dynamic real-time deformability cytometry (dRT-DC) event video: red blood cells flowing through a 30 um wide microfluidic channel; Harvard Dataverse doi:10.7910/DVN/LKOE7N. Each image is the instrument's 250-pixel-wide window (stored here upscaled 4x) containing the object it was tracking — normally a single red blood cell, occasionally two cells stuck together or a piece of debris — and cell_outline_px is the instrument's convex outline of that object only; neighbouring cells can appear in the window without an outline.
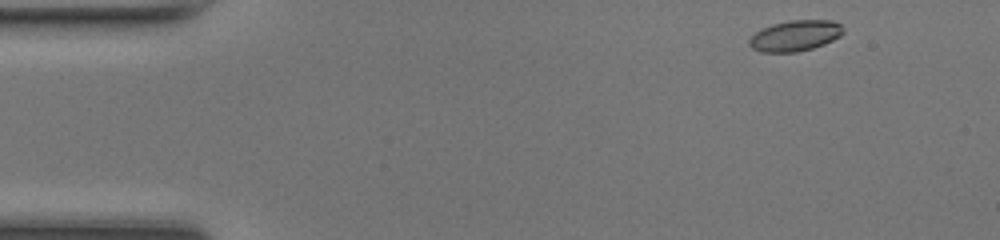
{"species": "common noctule bat (a hibernating species)", "species_latin": "Nyctalus noctula", "temperature_condition": "room temperature", "stored_images_in_passage": 45, "camera_frame_rate_fps": 3000, "um_per_image_px": 0.085, "animal": {"sex": "female", "body_mass_g": 17.0, "forearm_length_mm": 48.0}, "frame": {"image": 1, "passage_image": 1, "time_ms": 0.0, "image_size_px": [1000, 240], "cell_outline_px": [[844, 32], [840, 36], [824, 44], [812, 48], [796, 52], [760, 52], [752, 48], [748, 44], [748, 40], [760, 28], [772, 24], [788, 20], [832, 20], [840, 24], [844, 28]], "centroid_in_image_um": [67.57, 3.03], "position_along_channel_um": 17.4, "area_um2": 16.99}}
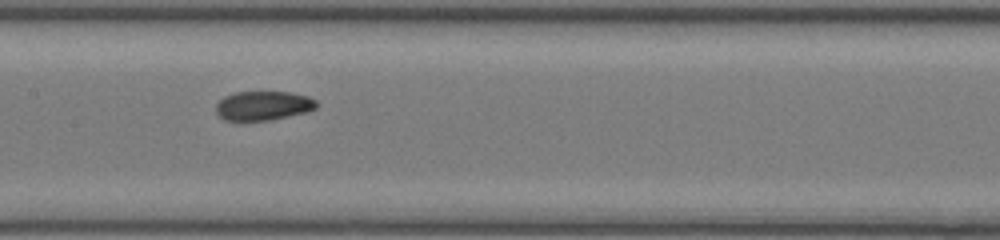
{"frame": {"image": 2, "passage_image": 20, "time_ms": 6.333, "image_size_px": [1000, 240], "cell_outline_px": [[316, 108], [308, 112], [272, 120], [224, 120], [216, 112], [216, 104], [224, 96], [236, 92], [288, 92], [308, 96], [316, 100]], "centroid_in_image_um": [22.39, 8.98], "position_along_channel_um": 185.0, "area_um2": 17.11}}
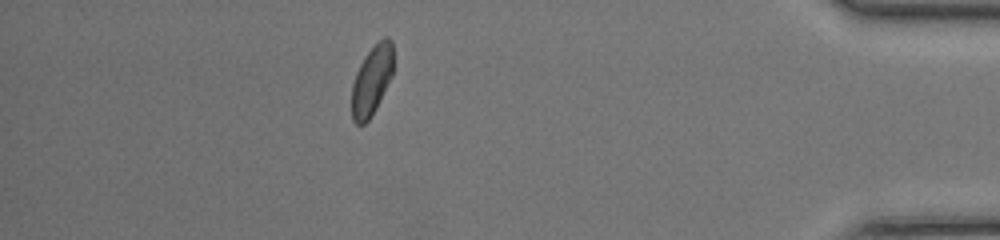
{"frame": {"image": 3, "passage_image": 39, "time_ms": 12.667, "image_size_px": [1000, 240], "cell_outline_px": [[392, 76], [376, 108], [368, 120], [364, 124], [356, 124], [352, 120], [352, 84], [356, 72], [364, 56], [384, 36], [388, 36], [392, 40]], "centroid_in_image_um": [31.59, 6.83], "position_along_channel_um": 403.6, "area_um2": 16.7}, "authors_computed_cell_mechanics": {"area_um2": 17.5134, "velocity_mm_per_s": 4.2543, "shape_relaxation_time_tau1_ms": 6.2893, "shape_relaxation_time_tau2_ms": 4.7372, "deformation_change_tau1": 0.1521, "deformation_change_tau2": 0.0899}}